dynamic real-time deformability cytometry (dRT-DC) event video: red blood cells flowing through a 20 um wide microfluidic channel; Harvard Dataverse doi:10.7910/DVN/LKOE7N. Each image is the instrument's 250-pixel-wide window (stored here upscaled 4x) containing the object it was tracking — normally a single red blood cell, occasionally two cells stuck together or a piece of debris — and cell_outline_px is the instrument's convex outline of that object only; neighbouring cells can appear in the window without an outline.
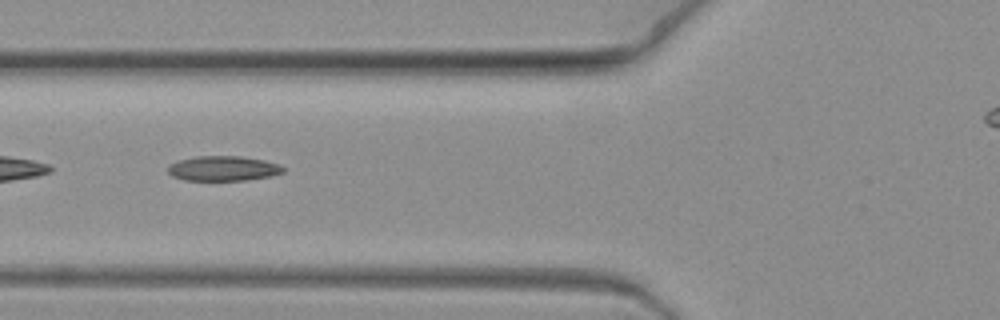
{"species": "common noctule bat (a hibernating species)", "species_latin": "Nyctalus noctula", "temperature_condition": "warm", "stored_images_in_passage": 9, "camera_frame_rate_fps": 3000, "um_per_image_px": 0.085, "animal": {"sex": "female", "body_mass_g": 19.3, "forearm_length_mm": 54.1}, "frame": {"image": 1, "passage_image": 8, "time_ms": 2.333, "image_size_px": [1000, 320], "cell_outline_px": [[284, 172], [268, 176], [248, 180], [184, 180], [172, 176], [168, 172], [168, 168], [172, 164], [180, 160], [196, 156], [240, 156], [264, 160], [280, 164], [284, 168]], "centroid_in_image_um": [18.99, 14.31], "position_along_channel_um": 106.8, "area_um2": 16.59}}